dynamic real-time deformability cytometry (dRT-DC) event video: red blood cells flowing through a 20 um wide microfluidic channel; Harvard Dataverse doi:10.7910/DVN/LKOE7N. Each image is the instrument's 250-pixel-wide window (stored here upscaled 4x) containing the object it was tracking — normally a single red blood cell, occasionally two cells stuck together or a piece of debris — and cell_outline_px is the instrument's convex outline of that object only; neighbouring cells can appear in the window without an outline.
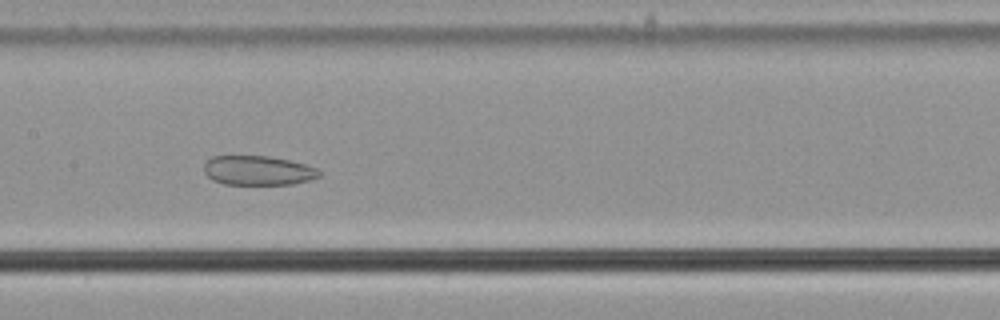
{"species": "common noctule bat (a hibernating species)", "species_latin": "Nyctalus noctula", "temperature_condition": "cold", "stored_images_in_passage": 43, "camera_frame_rate_fps": 3000, "um_per_image_px": 0.085, "animal": {"sex": "male", "body_mass_g": 21.5, "forearm_length_mm": 52.0}, "frame": {"image": 1, "passage_image": 15, "time_ms": 4.667, "image_size_px": [1000, 320], "cell_outline_px": [[320, 176], [312, 180], [292, 184], [224, 184], [212, 180], [204, 172], [204, 164], [212, 156], [268, 156], [288, 160], [304, 164], [316, 168], [320, 172]], "centroid_in_image_um": [21.93, 14.49], "position_along_channel_um": 185.5, "area_um2": 19.71}}
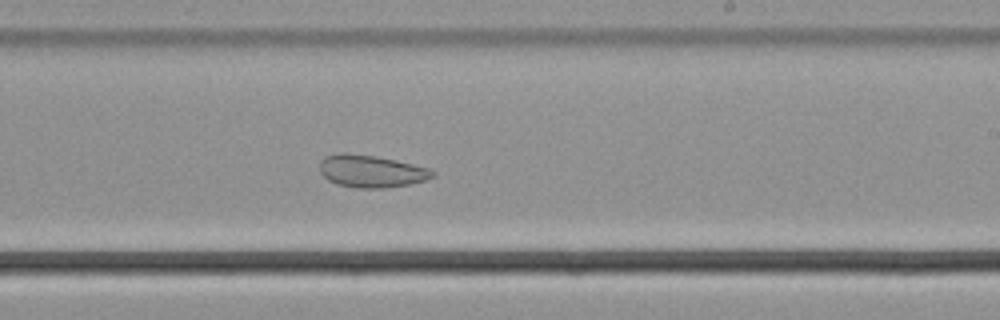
{"frame": {"image": 2, "passage_image": 21, "time_ms": 6.667, "image_size_px": [1000, 320], "cell_outline_px": [[436, 176], [424, 180], [408, 184], [384, 188], [356, 188], [336, 184], [328, 180], [320, 172], [320, 160], [324, 156], [340, 152], [344, 152], [376, 156], [396, 160], [428, 168], [436, 172]], "centroid_in_image_um": [31.52, 14.54], "position_along_channel_um": 257.5, "area_um2": 21.39}}
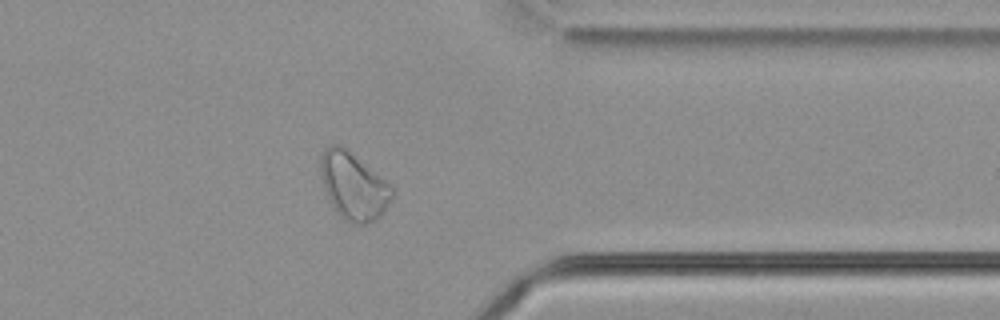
{"frame": {"image": 3, "passage_image": 32, "time_ms": 10.333, "image_size_px": [1000, 320], "cell_outline_px": [[396, 192], [380, 216], [376, 220], [364, 224], [356, 224], [344, 220], [336, 212], [328, 200], [320, 176], [320, 156], [324, 148], [328, 144], [340, 144], [352, 152], [392, 184], [396, 188]], "centroid_in_image_um": [30.05, 15.79], "position_along_channel_um": 381.3, "area_um2": 28.73}, "authors_computed_cell_mechanics": {"area_um2": 24.4494, "velocity_mm_per_s": 3.6089, "shape_relaxation_time_tau1_ms": null, "shape_relaxation_time_tau2_ms": 6.3134, "deformation_change_tau1": null, "deformation_change_tau2": 0.1169}}